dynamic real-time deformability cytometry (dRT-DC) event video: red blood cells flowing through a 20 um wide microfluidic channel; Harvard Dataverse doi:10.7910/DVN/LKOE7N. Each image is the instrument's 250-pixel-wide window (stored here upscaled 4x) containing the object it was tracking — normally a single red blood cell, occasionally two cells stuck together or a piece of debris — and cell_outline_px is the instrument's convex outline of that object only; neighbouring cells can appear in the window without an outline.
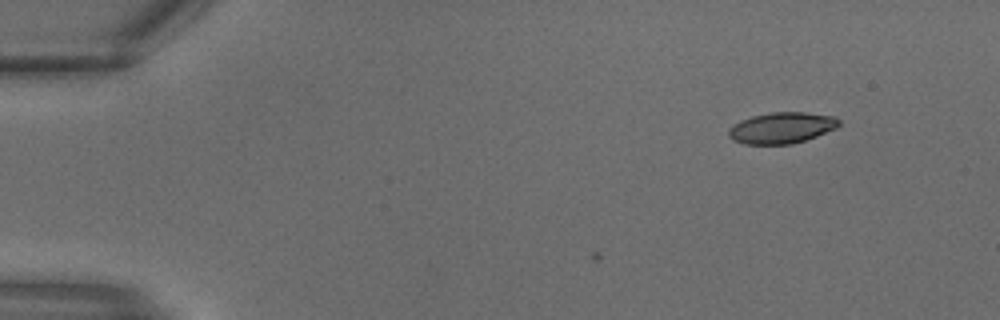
{"species": "common noctule bat (a hibernating species)", "species_latin": "Nyctalus noctula", "temperature_condition": "warm", "stored_images_in_passage": 4, "camera_frame_rate_fps": 3000, "um_per_image_px": 0.085, "animal": {"sex": "male", "body_mass_g": 18.8}, "frame": {"image": 1, "passage_image": 4, "time_ms": 1.0, "image_size_px": [1000, 320], "cell_outline_px": [[840, 124], [836, 128], [816, 136], [792, 144], [744, 144], [732, 140], [728, 136], [728, 128], [740, 120], [752, 116], [772, 112], [804, 112], [836, 116], [840, 120]], "centroid_in_image_um": [66.43, 10.86], "position_along_channel_um": 18.6, "area_um2": 20.11}}